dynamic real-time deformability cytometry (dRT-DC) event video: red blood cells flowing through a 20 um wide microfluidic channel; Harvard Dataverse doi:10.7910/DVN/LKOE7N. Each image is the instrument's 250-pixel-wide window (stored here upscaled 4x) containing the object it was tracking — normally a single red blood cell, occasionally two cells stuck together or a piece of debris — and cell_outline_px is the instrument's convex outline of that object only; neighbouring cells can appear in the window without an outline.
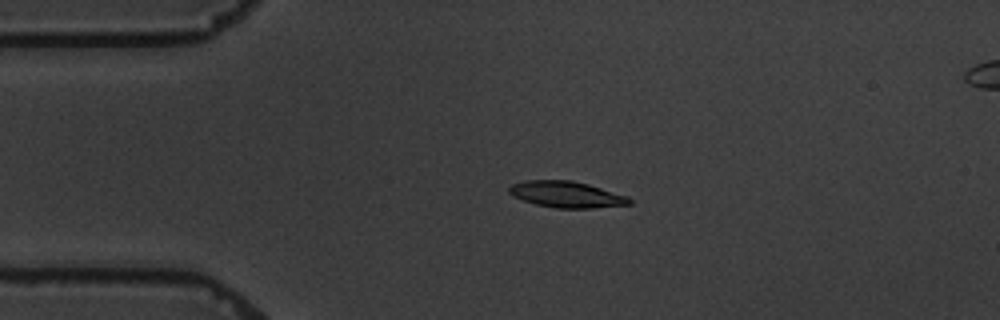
{"species": "common noctule bat (a hibernating species)", "species_latin": "Nyctalus noctula", "temperature_condition": "warm", "stored_images_in_passage": 3, "camera_frame_rate_fps": 3000, "um_per_image_px": 0.085, "animal": {"sex": "male", "body_mass_g": 19.5, "forearm_length_mm": 54.6}, "frame": {"image": 1, "passage_image": 1, "time_ms": 0.0, "image_size_px": [1000, 320], "cell_outline_px": [[632, 204], [592, 208], [556, 208], [536, 204], [512, 196], [508, 192], [508, 188], [512, 184], [524, 180], [572, 180], [588, 184], [628, 196], [632, 200]], "centroid_in_image_um": [48.15, 16.52], "position_along_channel_um": 36.9, "area_um2": 18.44}}